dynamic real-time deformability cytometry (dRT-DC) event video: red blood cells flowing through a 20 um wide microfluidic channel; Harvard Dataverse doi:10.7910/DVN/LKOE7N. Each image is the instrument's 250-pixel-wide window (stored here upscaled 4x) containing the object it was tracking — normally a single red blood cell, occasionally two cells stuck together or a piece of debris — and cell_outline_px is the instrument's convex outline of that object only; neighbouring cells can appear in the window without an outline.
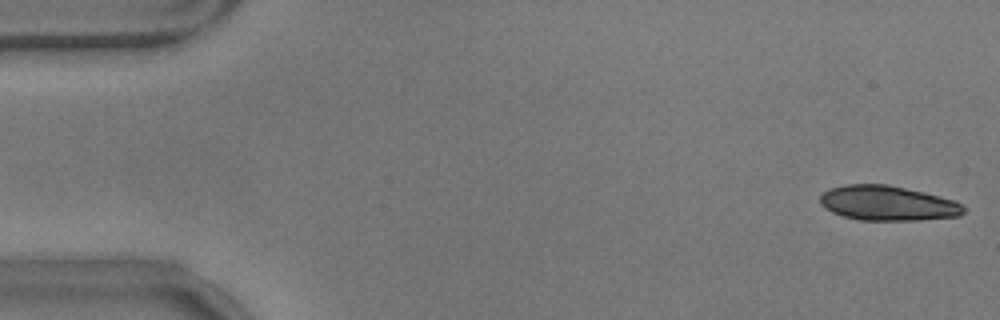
{"species": "common noctule bat (a hibernating species)", "species_latin": "Nyctalus noctula", "temperature_condition": "warm", "stored_images_in_passage": 7, "camera_frame_rate_fps": 3000, "um_per_image_px": 0.085, "animal": {"sex": "male", "body_mass_g": 17.9}, "frame": {"image": 1, "passage_image": 1, "time_ms": 0.0, "image_size_px": [1000, 320], "cell_outline_px": [[968, 208], [960, 216], [920, 220], [860, 220], [844, 216], [832, 212], [824, 208], [820, 204], [820, 196], [828, 188], [844, 184], [888, 184], [924, 192], [956, 200], [964, 204]], "centroid_in_image_um": [75.49, 17.27], "position_along_channel_um": 9.5, "area_um2": 29.54}}